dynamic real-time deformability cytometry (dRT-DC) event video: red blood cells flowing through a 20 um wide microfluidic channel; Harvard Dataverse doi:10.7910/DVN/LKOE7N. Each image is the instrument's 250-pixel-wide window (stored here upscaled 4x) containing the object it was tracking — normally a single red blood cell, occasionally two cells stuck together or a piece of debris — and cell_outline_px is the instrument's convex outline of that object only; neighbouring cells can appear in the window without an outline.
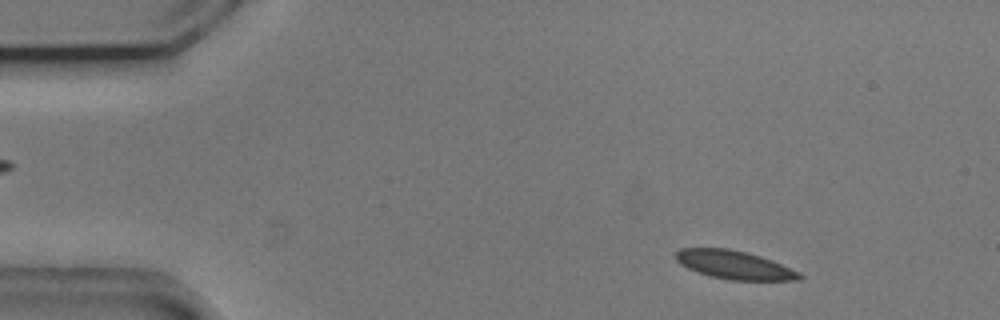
{"species": "common noctule bat (a hibernating species)", "species_latin": "Nyctalus noctula", "temperature_condition": "cold", "stored_images_in_passage": 53, "camera_frame_rate_fps": 3000, "um_per_image_px": 0.085, "animal": {"sex": "male", "body_mass_g": 20.5, "forearm_length_mm": 52.5}, "frame": {"image": 1, "passage_image": 5, "time_ms": 1.333, "image_size_px": [1000, 320], "cell_outline_px": [[804, 276], [800, 280], [728, 280], [712, 276], [688, 268], [680, 264], [676, 260], [676, 252], [680, 248], [728, 248], [760, 256], [772, 260], [800, 272]], "centroid_in_image_um": [62.44, 22.51], "position_along_channel_um": 22.6, "area_um2": 20.35}}
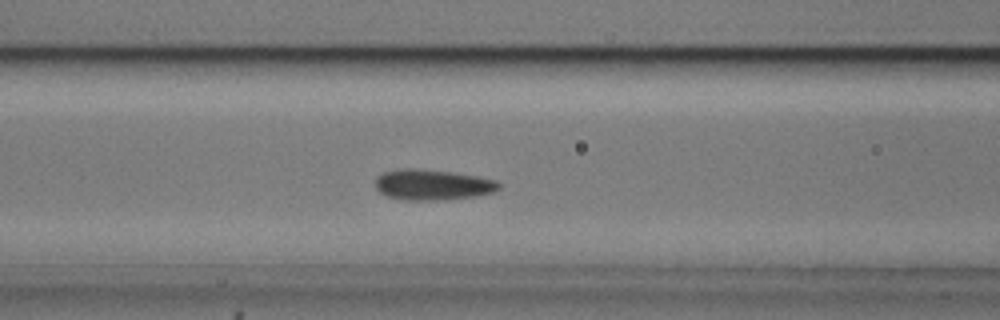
{"frame": {"image": 2, "passage_image": 20, "time_ms": 6.333, "image_size_px": [1000, 320], "cell_outline_px": [[500, 188], [496, 192], [476, 196], [444, 200], [404, 200], [388, 196], [380, 192], [376, 188], [376, 176], [384, 172], [404, 168], [416, 168], [452, 172], [476, 176], [496, 180], [500, 184]], "centroid_in_image_um": [36.78, 15.71], "position_along_channel_um": 129.8, "area_um2": 22.14}}
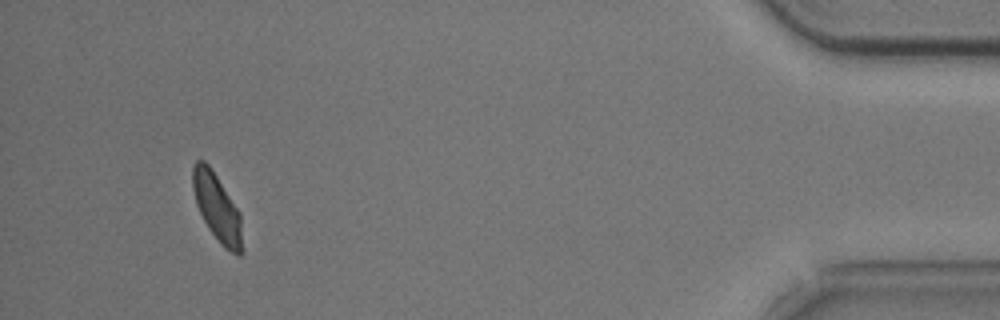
{"frame": {"image": 3, "passage_image": 49, "time_ms": 16.0, "image_size_px": [1000, 320], "cell_outline_px": [[244, 252], [240, 256], [224, 248], [220, 244], [208, 228], [196, 204], [192, 188], [192, 168], [196, 160], [204, 160], [208, 164], [240, 212]], "centroid_in_image_um": [18.46, 17.69], "position_along_channel_um": 416.7, "area_um2": 19.59}}